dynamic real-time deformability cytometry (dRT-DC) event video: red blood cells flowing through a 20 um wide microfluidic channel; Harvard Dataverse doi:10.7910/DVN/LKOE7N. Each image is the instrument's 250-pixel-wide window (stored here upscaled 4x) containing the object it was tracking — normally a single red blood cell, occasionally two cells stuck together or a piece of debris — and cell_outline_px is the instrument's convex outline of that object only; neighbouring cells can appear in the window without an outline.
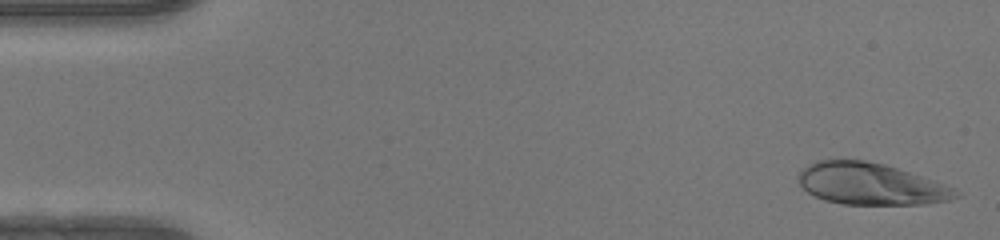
{"species": "human", "species_latin": "Homo sapiens", "temperature_condition": "warm", "stored_images_in_passage": 48, "camera_frame_rate_fps": 3000, "um_per_image_px": 0.085, "donor": {"sex": "female"}, "frame": {"image": 1, "passage_image": 1, "time_ms": 0.0, "image_size_px": [1000, 240], "cell_outline_px": [[960, 196], [948, 200], [924, 204], [844, 204], [824, 200], [808, 192], [800, 184], [800, 172], [808, 164], [816, 160], [864, 160], [884, 164], [932, 180], [952, 188], [960, 192]], "centroid_in_image_um": [73.99, 15.64], "position_along_channel_um": 11.0, "area_um2": 37.63}}
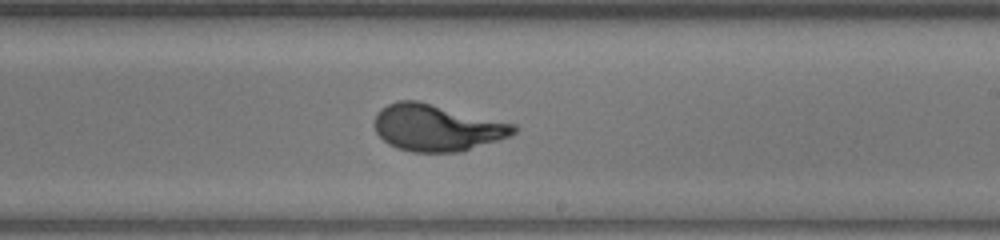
{"frame": {"image": 2, "passage_image": 28, "time_ms": 9.0, "image_size_px": [1000, 240], "cell_outline_px": [[520, 128], [512, 136], [460, 152], [412, 152], [396, 148], [388, 144], [376, 132], [376, 112], [380, 108], [396, 100], [420, 100], [516, 124]], "centroid_in_image_um": [37.17, 10.84], "position_along_channel_um": 251.8, "area_um2": 38.32}}
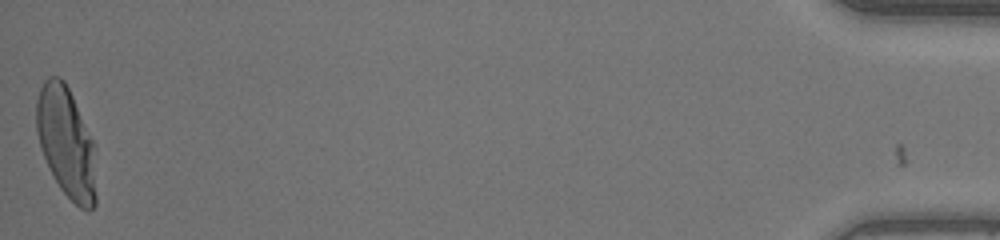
{"frame": {"image": 3, "passage_image": 48, "time_ms": 15.667, "image_size_px": [1000, 240], "cell_outline_px": [[96, 204], [88, 212], [80, 208], [60, 188], [52, 176], [40, 148], [36, 132], [36, 100], [40, 88], [44, 80], [48, 76], [60, 76], [64, 80], [96, 144]], "centroid_in_image_um": [5.65, 12.12], "position_along_channel_um": 429.5, "area_um2": 39.25}, "authors_computed_cell_mechanics": {"area_um2": 37.4833, "velocity_mm_per_s": 4.1955, "shape_relaxation_time_tau1_ms": 4.6175, "shape_relaxation_time_tau2_ms": null, "deformation_change_tau1": 0.266, "deformation_change_tau2": null}}